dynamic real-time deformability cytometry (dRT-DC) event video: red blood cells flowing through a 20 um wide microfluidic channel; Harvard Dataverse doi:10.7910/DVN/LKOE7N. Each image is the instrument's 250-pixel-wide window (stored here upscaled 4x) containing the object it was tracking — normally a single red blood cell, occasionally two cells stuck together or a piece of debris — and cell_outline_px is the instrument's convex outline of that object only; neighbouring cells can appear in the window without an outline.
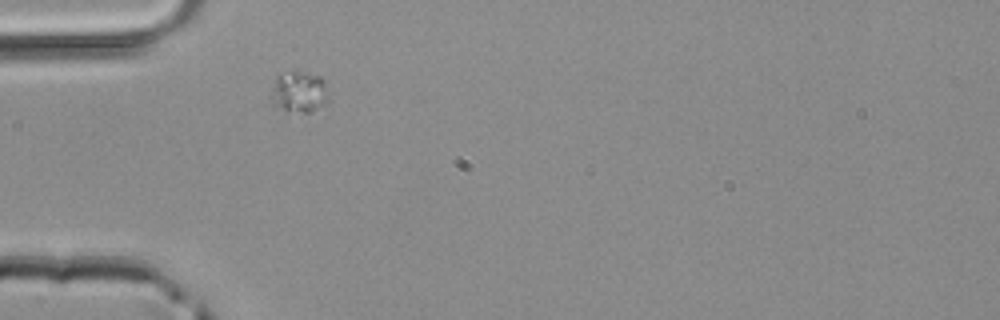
{"species": "common noctule bat (a hibernating species)", "species_latin": "Nyctalus noctula", "temperature_condition": "room temperature", "stored_images_in_passage": 2, "camera_frame_rate_fps": 3000, "um_per_image_px": 0.085, "animal": {"sex": "male", "body_mass_g": 20.4}, "frame": {"image": 1, "passage_image": 1, "time_ms": 0.0, "image_size_px": [1000, 320], "cell_outline_px": [[328, 100], [316, 108], [308, 112], [288, 112], [272, 108], [268, 100], [268, 96], [276, 76], [296, 68], [320, 76], [324, 80], [328, 96]], "centroid_in_image_um": [25.31, 7.8], "position_along_channel_um": 59.7, "area_um2": 14.62}}